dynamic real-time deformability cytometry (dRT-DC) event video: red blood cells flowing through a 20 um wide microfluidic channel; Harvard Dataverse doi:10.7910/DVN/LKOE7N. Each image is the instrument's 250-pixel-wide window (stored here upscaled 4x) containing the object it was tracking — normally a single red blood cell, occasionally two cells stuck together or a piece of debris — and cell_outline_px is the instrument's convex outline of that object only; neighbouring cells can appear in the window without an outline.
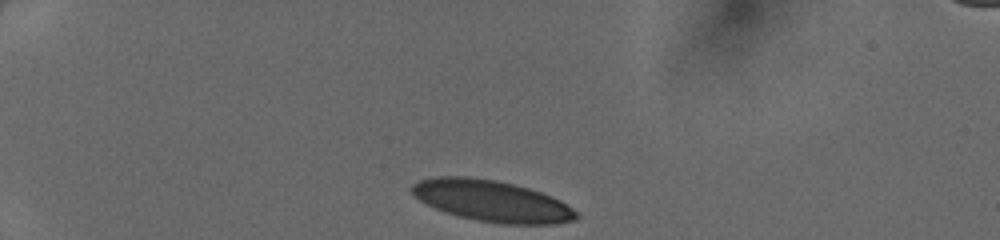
{"species": "human", "species_latin": "Homo sapiens", "temperature_condition": "cold", "stored_images_in_passage": 32, "camera_frame_rate_fps": 3000, "um_per_image_px": 0.085, "donor": {"sex": "female"}, "frame": {"image": 1, "passage_image": 1, "time_ms": 0.0, "image_size_px": [1000, 240], "cell_outline_px": [[580, 216], [576, 220], [556, 224], [500, 224], [476, 220], [444, 212], [420, 200], [408, 188], [412, 184], [420, 180], [436, 176], [468, 176], [496, 180], [528, 188], [552, 196], [560, 200], [580, 212]], "centroid_in_image_um": [41.84, 17.08], "position_along_channel_um": 43.2, "area_um2": 39.77}}
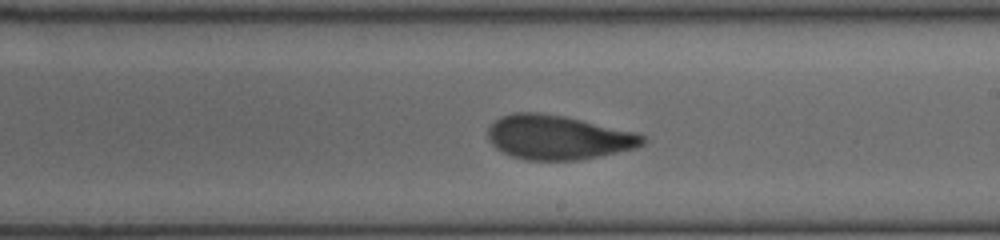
{"frame": {"image": 2, "passage_image": 19, "time_ms": 6.0, "image_size_px": [1000, 240], "cell_outline_px": [[644, 144], [636, 148], [580, 160], [524, 160], [512, 156], [496, 148], [488, 140], [488, 128], [500, 116], [512, 112], [536, 112], [564, 116], [636, 132], [644, 136]], "centroid_in_image_um": [47.41, 11.67], "position_along_channel_um": 241.6, "area_um2": 39.88}}
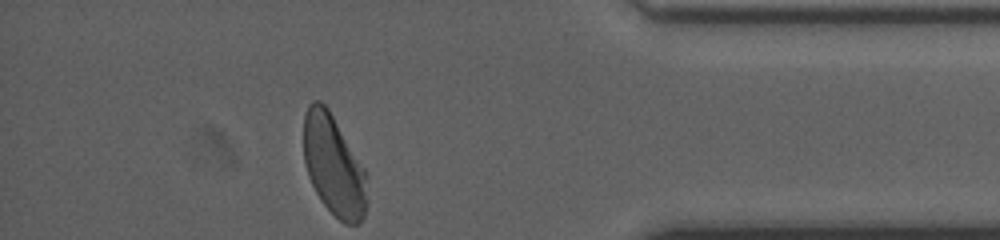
{"frame": {"image": 3, "passage_image": 32, "time_ms": 10.333, "image_size_px": [1000, 240], "cell_outline_px": [[364, 216], [356, 224], [344, 224], [320, 200], [308, 176], [304, 164], [304, 116], [308, 104], [312, 100], [320, 100], [328, 108], [364, 168]], "centroid_in_image_um": [28.3, 14.01], "position_along_channel_um": 406.9, "area_um2": 36.3}}